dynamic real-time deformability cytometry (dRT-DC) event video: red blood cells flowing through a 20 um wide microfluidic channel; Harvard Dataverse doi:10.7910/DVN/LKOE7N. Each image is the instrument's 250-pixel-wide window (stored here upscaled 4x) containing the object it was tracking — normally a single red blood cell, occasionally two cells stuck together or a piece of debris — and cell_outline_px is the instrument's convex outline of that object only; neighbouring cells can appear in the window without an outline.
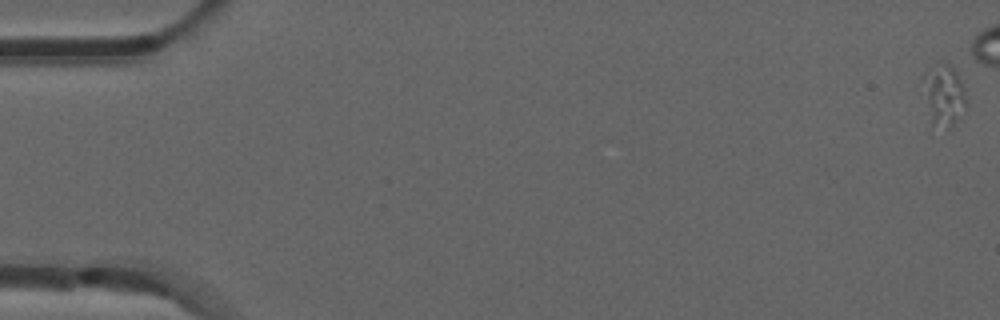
{"species": "common noctule bat (a hibernating species)", "species_latin": "Nyctalus noctula", "temperature_condition": "room temperature", "stored_images_in_passage": 17, "camera_frame_rate_fps": 3000, "um_per_image_px": 0.085, "animal": {"sex": "male", "forearm_length_mm": 52.5}, "frame": {"image": 1, "passage_image": 1, "time_ms": 0.0, "image_size_px": [1000, 320], "cell_outline_px": [[968, 104], [952, 124], [932, 124], [920, 80], [924, 72], [940, 60], [948, 64], [956, 72], [964, 88]], "centroid_in_image_um": [80.19, 7.95], "position_along_channel_um": 4.8, "area_um2": 15.2}}